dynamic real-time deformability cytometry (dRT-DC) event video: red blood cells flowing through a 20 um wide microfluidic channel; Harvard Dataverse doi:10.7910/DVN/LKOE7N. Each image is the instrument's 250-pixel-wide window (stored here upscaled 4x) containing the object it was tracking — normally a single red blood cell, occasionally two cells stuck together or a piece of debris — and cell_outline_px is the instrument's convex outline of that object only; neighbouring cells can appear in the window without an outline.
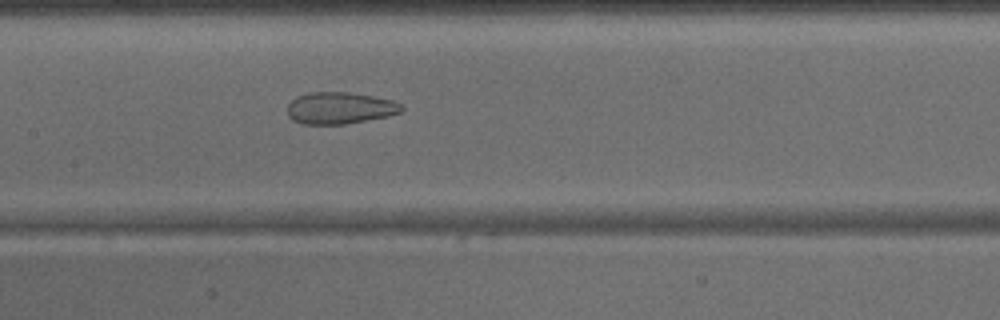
{"species": "common noctule bat (a hibernating species)", "species_latin": "Nyctalus noctula", "temperature_condition": "warm", "stored_images_in_passage": 44, "camera_frame_rate_fps": 3000, "um_per_image_px": 0.085, "animal": {"sex": "male", "body_mass_g": 15.6}, "frame": {"image": 1, "passage_image": 21, "time_ms": 6.667, "image_size_px": [1000, 320], "cell_outline_px": [[404, 108], [400, 112], [388, 116], [344, 124], [300, 124], [292, 120], [288, 116], [288, 104], [296, 96], [312, 92], [348, 92], [372, 96], [392, 100], [400, 104]], "centroid_in_image_um": [28.85, 9.18], "position_along_channel_um": 178.5, "area_um2": 21.1}}
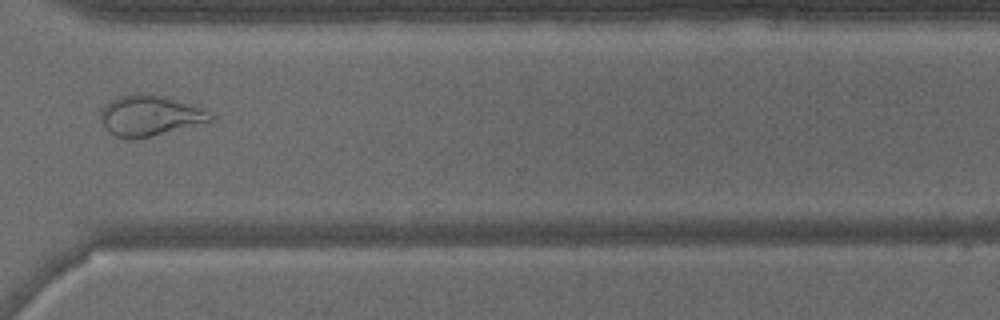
{"frame": {"image": 2, "passage_image": 33, "time_ms": 10.667, "image_size_px": [1000, 320], "cell_outline_px": [[212, 120], [148, 136], [116, 136], [108, 132], [100, 120], [100, 108], [104, 104], [120, 96], [164, 96], [192, 104], [208, 112], [212, 116]], "centroid_in_image_um": [12.68, 9.81], "position_along_channel_um": 357.9, "area_um2": 24.51}}
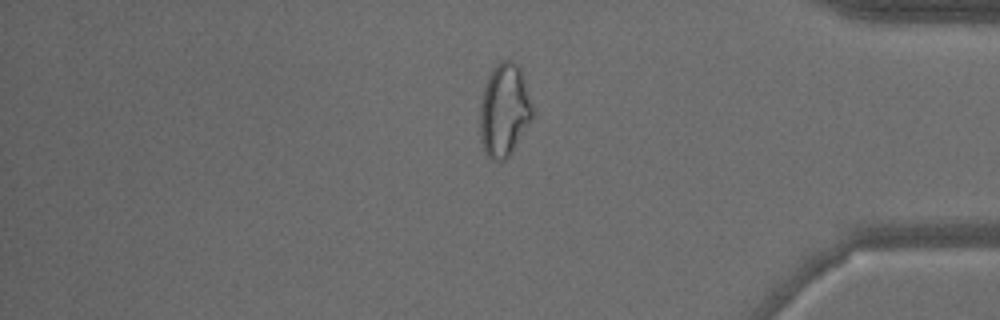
{"frame": {"image": 3, "passage_image": 37, "time_ms": 12.0, "image_size_px": [1000, 320], "cell_outline_px": [[532, 116], [512, 152], [504, 160], [496, 160], [488, 156], [484, 152], [480, 140], [480, 104], [484, 88], [488, 76], [492, 68], [500, 60], [512, 60], [520, 68], [532, 108]], "centroid_in_image_um": [42.82, 9.36], "position_along_channel_um": 392.4, "area_um2": 27.98}}